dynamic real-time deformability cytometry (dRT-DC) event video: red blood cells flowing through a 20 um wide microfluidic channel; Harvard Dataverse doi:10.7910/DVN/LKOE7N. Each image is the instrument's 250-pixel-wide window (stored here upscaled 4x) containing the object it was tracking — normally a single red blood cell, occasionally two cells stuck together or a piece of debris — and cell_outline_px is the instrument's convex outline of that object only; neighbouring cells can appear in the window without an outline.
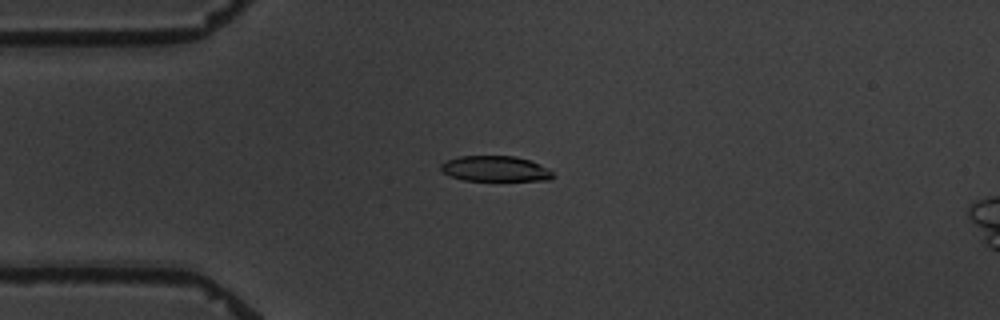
{"species": "common noctule bat (a hibernating species)", "species_latin": "Nyctalus noctula", "temperature_condition": "warm", "stored_images_in_passage": 5, "camera_frame_rate_fps": 3000, "um_per_image_px": 0.085, "animal": {"sex": "male", "body_mass_g": 19.5, "forearm_length_mm": 54.6}, "frame": {"image": 1, "passage_image": 2, "time_ms": 1.0, "image_size_px": [1000, 320], "cell_outline_px": [[556, 176], [548, 180], [464, 180], [448, 176], [440, 172], [440, 164], [444, 160], [460, 156], [516, 156], [528, 160], [548, 168]], "centroid_in_image_um": [42.03, 14.34], "position_along_channel_um": 43.0, "area_um2": 16.76}}
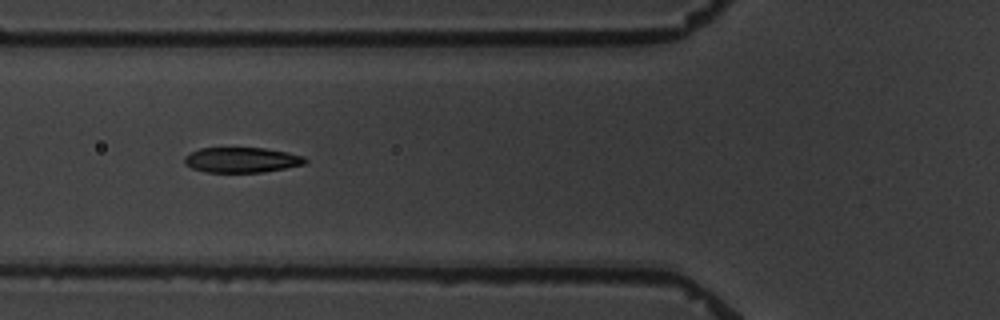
{"frame": {"image": 2, "passage_image": 4, "time_ms": 3.333, "image_size_px": [1000, 320], "cell_outline_px": [[308, 160], [304, 164], [264, 172], [204, 172], [192, 168], [184, 164], [184, 156], [200, 148], [264, 148], [288, 152], [304, 156]], "centroid_in_image_um": [20.53, 13.59], "position_along_channel_um": 105.3, "area_um2": 17.74}}
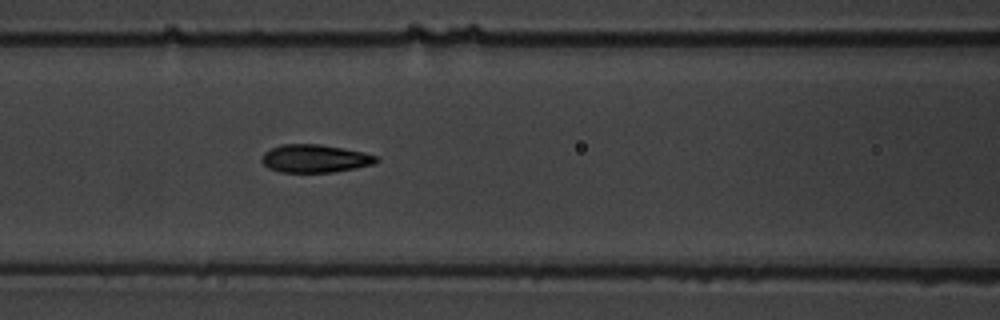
{"frame": {"image": 3, "passage_image": 5, "time_ms": 4.333, "image_size_px": [1000, 320], "cell_outline_px": [[380, 160], [372, 164], [356, 168], [332, 172], [280, 172], [268, 168], [260, 160], [264, 152], [280, 144], [320, 144], [344, 148], [364, 152], [376, 156]], "centroid_in_image_um": [26.75, 13.47], "position_along_channel_um": 139.8, "area_um2": 18.73}}